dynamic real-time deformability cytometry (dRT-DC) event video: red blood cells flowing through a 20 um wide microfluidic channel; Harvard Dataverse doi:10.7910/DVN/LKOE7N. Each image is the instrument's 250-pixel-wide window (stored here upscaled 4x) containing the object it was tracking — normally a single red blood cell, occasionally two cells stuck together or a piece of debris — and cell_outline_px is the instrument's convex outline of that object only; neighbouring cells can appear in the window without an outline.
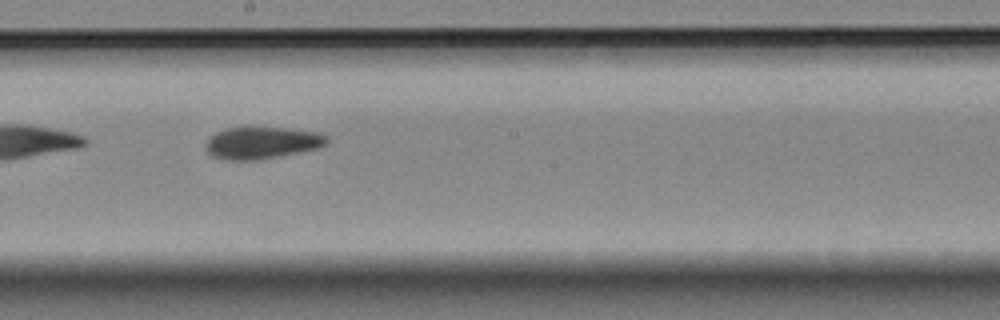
{"species": "Egyptian fruit bat (a non-hibernating species)", "species_latin": "Rousettus aegyptiacus", "temperature_condition": "room temperature", "stored_images_in_passage": 28, "camera_frame_rate_fps": 3000, "um_per_image_px": 0.085, "animal": {"sex": "female"}, "frame": {"image": 1, "passage_image": 16, "time_ms": 5.0, "image_size_px": [1000, 320], "cell_outline_px": [[328, 140], [320, 148], [256, 160], [228, 160], [212, 156], [208, 152], [204, 144], [216, 132], [224, 128], [248, 124], [320, 132], [328, 136]], "centroid_in_image_um": [22.24, 12.09], "position_along_channel_um": 226.0, "area_um2": 23.24}}
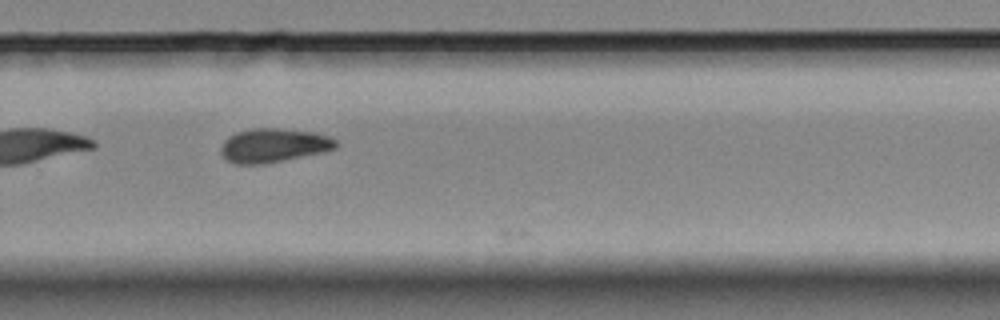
{"frame": {"image": 2, "passage_image": 23, "time_ms": 7.333, "image_size_px": [1000, 320], "cell_outline_px": [[336, 148], [324, 152], [264, 164], [236, 164], [228, 160], [220, 152], [220, 148], [224, 140], [228, 136], [236, 132], [252, 128], [280, 128], [312, 132], [328, 136], [336, 140]], "centroid_in_image_um": [23.23, 12.35], "position_along_channel_um": 306.6, "area_um2": 22.72}}
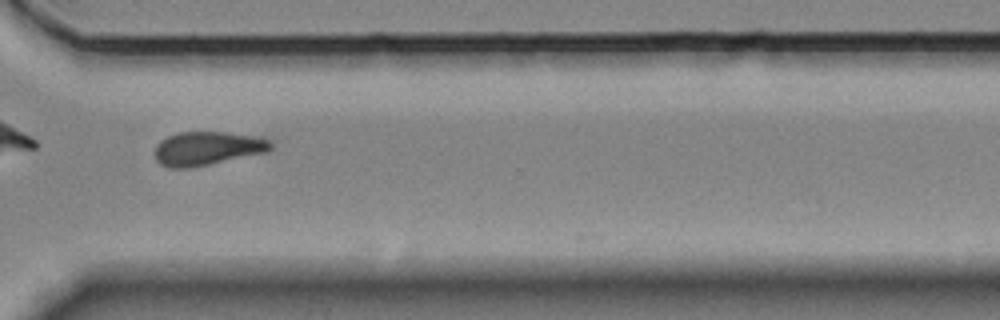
{"frame": {"image": 3, "passage_image": 27, "time_ms": 8.667, "image_size_px": [1000, 320], "cell_outline_px": [[272, 148], [268, 152], [188, 168], [168, 168], [160, 164], [156, 160], [156, 144], [160, 140], [168, 136], [180, 132], [224, 132], [272, 136]], "centroid_in_image_um": [17.72, 12.59], "position_along_channel_um": 352.9, "area_um2": 23.24}}